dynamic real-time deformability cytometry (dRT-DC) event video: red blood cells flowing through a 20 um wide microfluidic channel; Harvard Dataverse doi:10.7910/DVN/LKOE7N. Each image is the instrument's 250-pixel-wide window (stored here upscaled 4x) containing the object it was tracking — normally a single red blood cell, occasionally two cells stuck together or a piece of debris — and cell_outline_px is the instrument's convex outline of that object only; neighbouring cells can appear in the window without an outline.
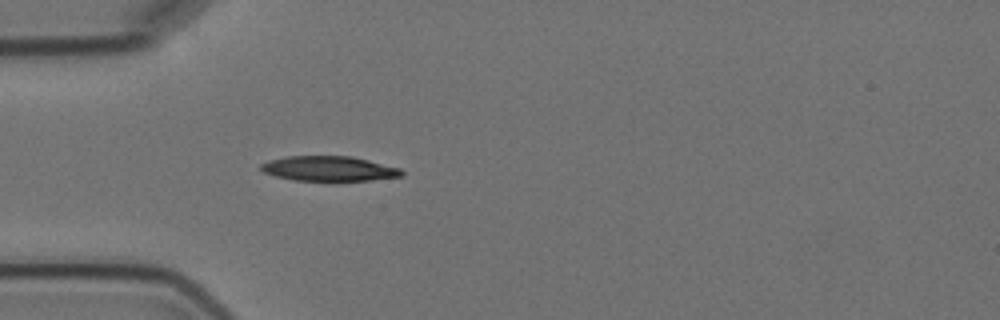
{"species": "Egyptian fruit bat (a non-hibernating species)", "species_latin": "Rousettus aegyptiacus", "temperature_condition": "cold", "stored_images_in_passage": 5, "camera_frame_rate_fps": 3000, "um_per_image_px": 0.085, "animal": {"sex": "female"}, "frame": {"image": 1, "passage_image": 5, "time_ms": 4.667, "image_size_px": [1000, 320], "cell_outline_px": [[404, 176], [372, 180], [292, 180], [276, 176], [264, 172], [260, 168], [260, 164], [268, 160], [288, 156], [352, 156], [400, 168], [404, 172]], "centroid_in_image_um": [27.97, 14.33], "position_along_channel_um": 57.0, "area_um2": 20.35}}